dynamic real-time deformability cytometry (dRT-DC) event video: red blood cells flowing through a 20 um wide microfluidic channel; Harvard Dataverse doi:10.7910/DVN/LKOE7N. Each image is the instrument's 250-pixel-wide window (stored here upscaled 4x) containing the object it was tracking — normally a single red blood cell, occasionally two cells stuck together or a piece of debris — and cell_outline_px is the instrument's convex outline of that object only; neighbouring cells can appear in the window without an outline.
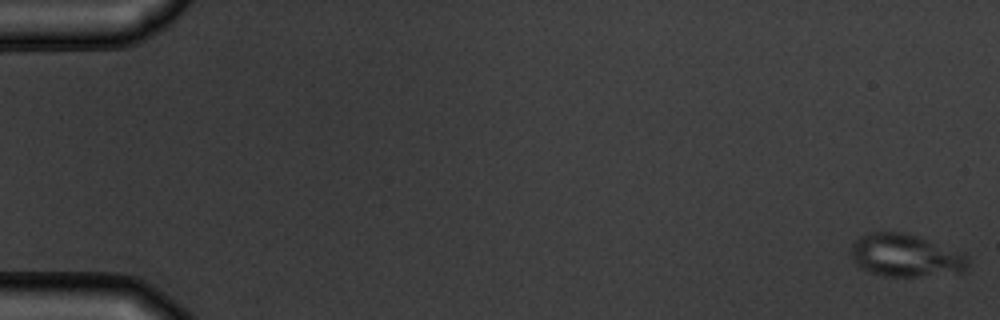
{"species": "common noctule bat (a hibernating species)", "species_latin": "Nyctalus noctula", "temperature_condition": "warm", "stored_images_in_passage": 5, "camera_frame_rate_fps": 3000, "um_per_image_px": 0.085, "animal": {"sex": "male", "body_mass_g": 19.5, "forearm_length_mm": 54.6}, "frame": {"image": 1, "passage_image": 1, "time_ms": 0.0, "image_size_px": [1000, 320], "cell_outline_px": [[968, 264], [964, 272], [920, 276], [884, 276], [872, 272], [856, 264], [852, 260], [848, 252], [852, 244], [860, 236], [868, 232], [904, 232], [964, 252], [968, 256]], "centroid_in_image_um": [76.97, 21.71], "position_along_channel_um": 8.0, "area_um2": 29.19}}